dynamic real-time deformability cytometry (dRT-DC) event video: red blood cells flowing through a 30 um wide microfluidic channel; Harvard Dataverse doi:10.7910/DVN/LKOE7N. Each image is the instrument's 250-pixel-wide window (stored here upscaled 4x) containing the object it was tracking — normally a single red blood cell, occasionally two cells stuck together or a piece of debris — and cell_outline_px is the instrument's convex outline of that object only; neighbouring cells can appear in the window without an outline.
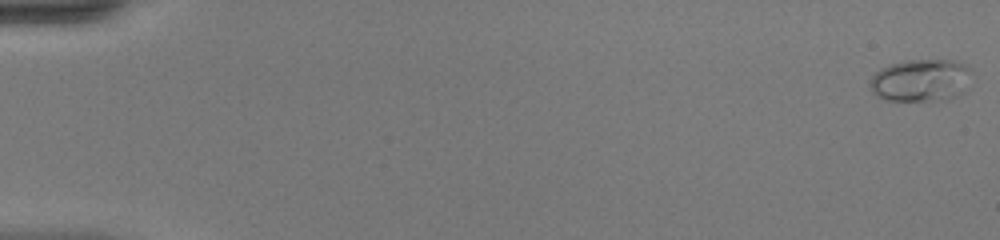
{"species": "common noctule bat (a hibernating species)", "species_latin": "Nyctalus noctula", "temperature_condition": "warm", "stored_images_in_passage": 50, "camera_frame_rate_fps": 3000, "um_per_image_px": 0.085, "animal": {"sex": "female", "body_mass_g": 20.0, "forearm_length_mm": 54.0}, "frame": {"image": 1, "passage_image": 1, "time_ms": 0.0, "image_size_px": [1000, 240], "cell_outline_px": [[972, 72], [968, 92], [948, 100], [880, 100], [872, 92], [868, 84], [872, 76], [880, 68], [904, 60], [952, 60], [968, 64], [972, 68]], "centroid_in_image_um": [78.33, 6.83], "position_along_channel_um": 6.7, "area_um2": 26.01}}
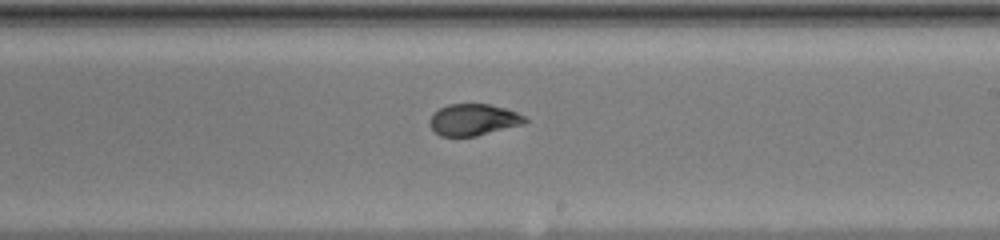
{"frame": {"image": 2, "passage_image": 31, "time_ms": 10.0, "image_size_px": [1000, 240], "cell_outline_px": [[528, 120], [524, 124], [476, 136], [440, 136], [428, 124], [428, 120], [440, 108], [448, 104], [488, 104], [504, 108], [516, 112], [524, 116]], "centroid_in_image_um": [40.24, 10.18], "position_along_channel_um": 248.8, "area_um2": 17.4}}
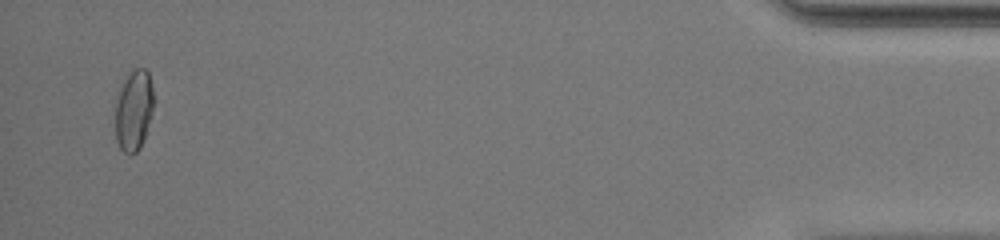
{"frame": {"image": 3, "passage_image": 49, "time_ms": 16.0, "image_size_px": [1000, 240], "cell_outline_px": [[152, 108], [144, 140], [140, 148], [136, 152], [124, 152], [120, 148], [116, 140], [116, 104], [124, 80], [132, 68], [144, 68], [148, 72], [152, 88]], "centroid_in_image_um": [11.37, 9.36], "position_along_channel_um": 423.8, "area_um2": 17.51}, "authors_computed_cell_mechanics": {"area_um2": 17.9758, "velocity_mm_per_s": 4.1892, "shape_relaxation_time_tau1_ms": 8.32, "shape_relaxation_time_tau2_ms": 0.7854, "deformation_change_tau1": 0.2539, "deformation_change_tau2": 0.0518}}